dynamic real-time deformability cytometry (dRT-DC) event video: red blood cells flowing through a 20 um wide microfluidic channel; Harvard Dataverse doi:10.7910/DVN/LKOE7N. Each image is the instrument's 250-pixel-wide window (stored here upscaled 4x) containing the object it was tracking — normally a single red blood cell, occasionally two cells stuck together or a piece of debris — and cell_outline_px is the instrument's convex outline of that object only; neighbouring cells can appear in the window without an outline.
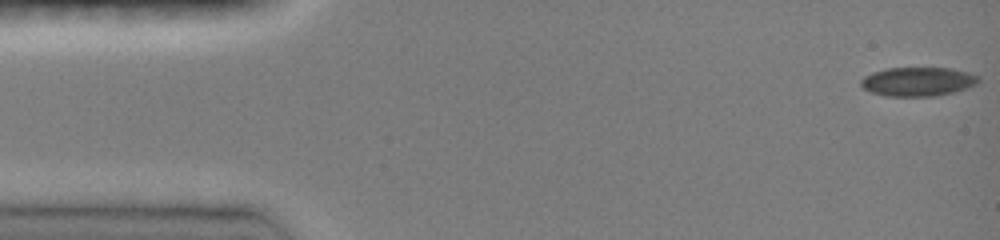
{"species": "common noctule bat (a hibernating species)", "species_latin": "Nyctalus noctula", "temperature_condition": "room temperature", "stored_images_in_passage": 65, "camera_frame_rate_fps": 3000, "um_per_image_px": 0.085, "animal": {"sex": "female", "body_mass_g": 19.0, "forearm_length_mm": 51.5}, "frame": {"image": 1, "passage_image": 1, "time_ms": 0.0, "image_size_px": [1000, 240], "cell_outline_px": [[980, 80], [976, 84], [968, 88], [956, 92], [936, 96], [884, 96], [872, 92], [864, 88], [860, 84], [860, 80], [864, 76], [872, 72], [888, 68], [952, 68], [968, 72], [980, 76]], "centroid_in_image_um": [78.05, 6.94], "position_along_channel_um": 6.9, "area_um2": 20.06}}
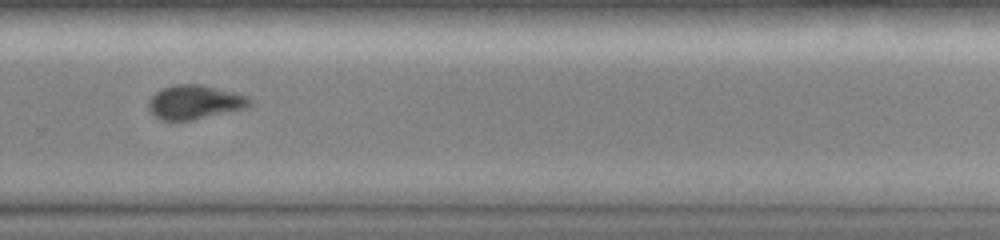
{"frame": {"image": 2, "passage_image": 38, "time_ms": 10.333, "image_size_px": [1000, 240], "cell_outline_px": [[252, 100], [244, 108], [192, 120], [160, 120], [148, 108], [148, 100], [160, 88], [172, 84], [200, 84], [248, 96]], "centroid_in_image_um": [16.49, 8.67], "position_along_channel_um": 313.3, "area_um2": 19.83}}
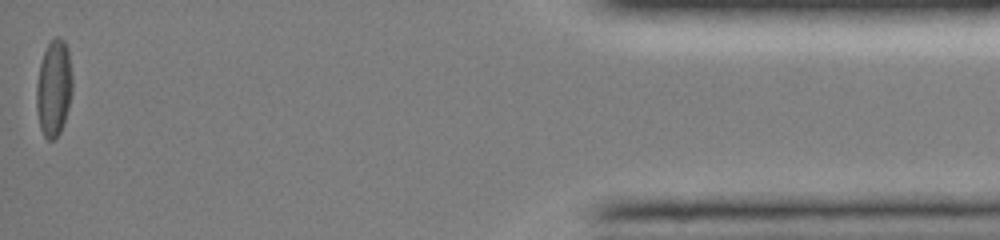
{"frame": {"image": 3, "passage_image": 63, "time_ms": 15.0, "image_size_px": [1000, 240], "cell_outline_px": [[72, 92], [68, 108], [60, 132], [52, 140], [48, 140], [44, 136], [40, 128], [36, 108], [36, 84], [40, 64], [44, 52], [48, 44], [56, 36], [64, 40], [68, 48], [72, 76]], "centroid_in_image_um": [4.57, 7.48], "position_along_channel_um": 430.6, "area_um2": 20.17}, "authors_computed_cell_mechanics": {"area_um2": 20.1722, "velocity_mm_per_s": 4.1363, "shape_relaxation_time_tau1_ms": 5.5934, "shape_relaxation_time_tau2_ms": 7.4754, "deformation_change_tau1": 0.1334, "deformation_change_tau2": 0.1018}}